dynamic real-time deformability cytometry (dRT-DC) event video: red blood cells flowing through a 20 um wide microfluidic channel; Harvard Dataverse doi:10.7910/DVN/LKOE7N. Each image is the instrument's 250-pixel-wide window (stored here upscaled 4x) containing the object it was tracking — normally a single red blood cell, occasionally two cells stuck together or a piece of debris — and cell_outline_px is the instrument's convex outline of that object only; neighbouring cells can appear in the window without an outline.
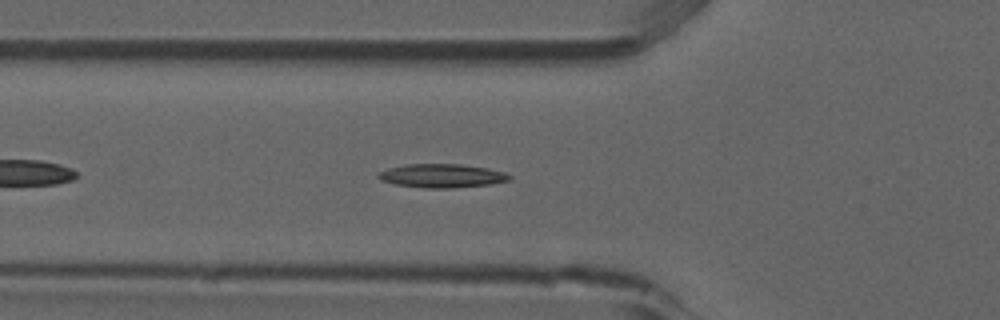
{"species": "common noctule bat (a hibernating species)", "species_latin": "Nyctalus noctula", "temperature_condition": "room temperature", "stored_images_in_passage": 41, "camera_frame_rate_fps": 3000, "um_per_image_px": 0.085, "animal": {"sex": "male", "forearm_length_mm": 52.5}, "frame": {"image": 1, "passage_image": 7, "time_ms": 2.0, "image_size_px": [1000, 320], "cell_outline_px": [[512, 176], [508, 180], [488, 184], [452, 188], [424, 188], [396, 184], [380, 180], [376, 176], [380, 172], [388, 168], [404, 164], [460, 164], [488, 168], [504, 172]], "centroid_in_image_um": [37.53, 14.93], "position_along_channel_um": 88.3, "area_um2": 17.98}}
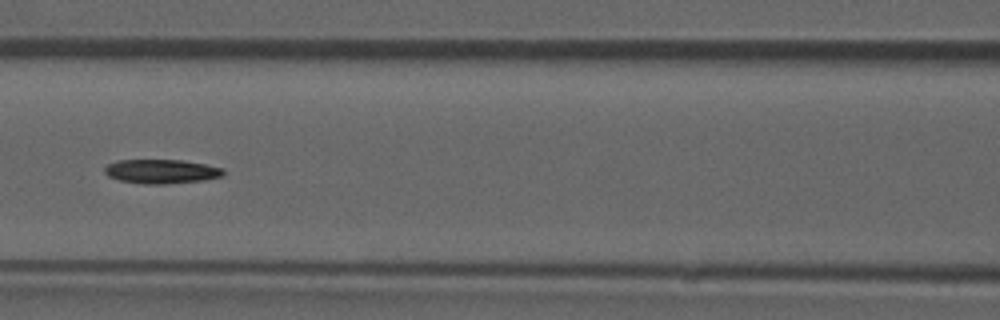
{"frame": {"image": 2, "passage_image": 12, "time_ms": 3.667, "image_size_px": [1000, 320], "cell_outline_px": [[224, 176], [204, 180], [164, 184], [144, 184], [120, 180], [108, 176], [104, 172], [104, 168], [108, 164], [116, 160], [180, 160], [204, 164], [224, 168]], "centroid_in_image_um": [13.72, 14.57], "position_along_channel_um": 152.9, "area_um2": 16.7}}
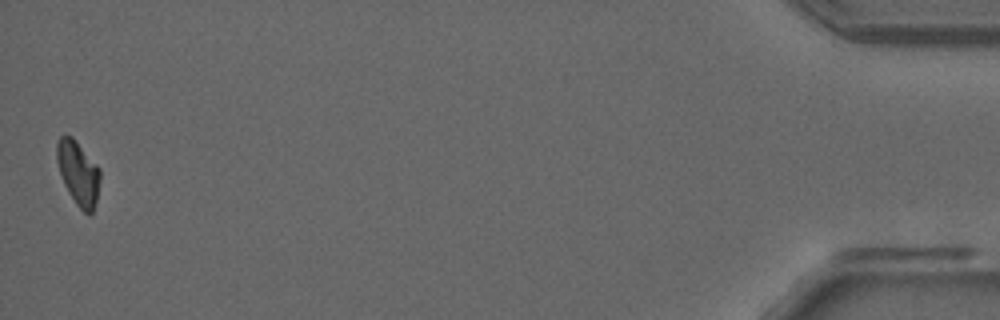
{"frame": {"image": 3, "passage_image": 41, "time_ms": 13.333, "image_size_px": [1000, 320], "cell_outline_px": [[100, 180], [96, 200], [92, 212], [88, 216], [76, 204], [68, 192], [64, 184], [56, 160], [56, 140], [64, 132], [72, 136], [100, 168]], "centroid_in_image_um": [6.63, 14.66], "position_along_channel_um": 428.6, "area_um2": 16.3}}